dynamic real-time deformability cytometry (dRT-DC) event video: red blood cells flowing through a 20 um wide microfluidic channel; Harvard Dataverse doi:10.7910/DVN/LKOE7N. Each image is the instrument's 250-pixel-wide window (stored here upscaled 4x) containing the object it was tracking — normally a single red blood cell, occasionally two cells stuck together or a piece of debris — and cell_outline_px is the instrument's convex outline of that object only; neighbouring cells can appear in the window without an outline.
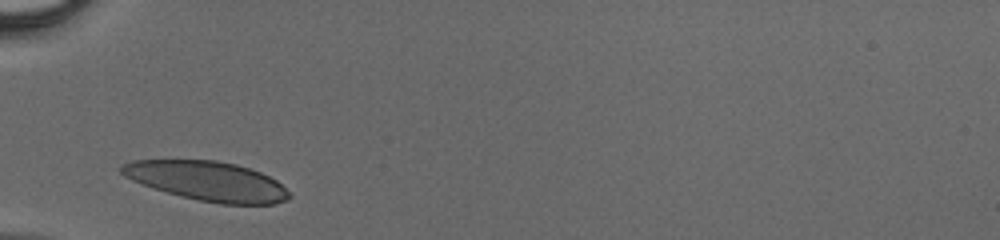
{"species": "human", "species_latin": "Homo sapiens", "temperature_condition": "cold", "stored_images_in_passage": 23, "camera_frame_rate_fps": 3000, "um_per_image_px": 0.085, "donor": {"sex": "male"}, "frame": {"image": 1, "passage_image": 1, "time_ms": 0.0, "image_size_px": [1000, 240], "cell_outline_px": [[292, 196], [288, 200], [276, 204], [220, 204], [180, 196], [152, 188], [132, 180], [124, 176], [120, 172], [120, 168], [124, 164], [132, 160], [216, 160], [236, 164], [260, 172], [276, 180]], "centroid_in_image_um": [17.62, 15.39], "position_along_channel_um": 67.4, "area_um2": 38.44}}
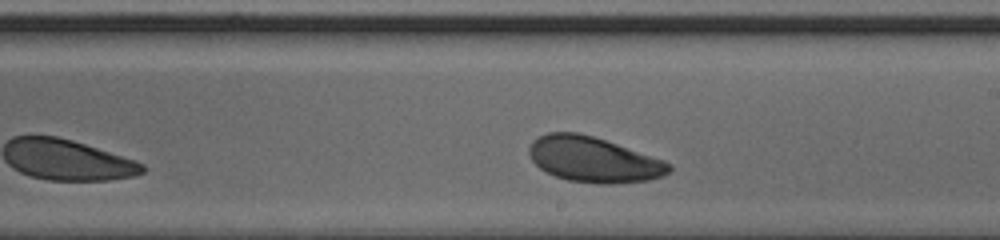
{"frame": {"image": 2, "passage_image": 13, "time_ms": 4.0, "image_size_px": [1000, 240], "cell_outline_px": [[672, 172], [664, 176], [648, 180], [612, 184], [596, 184], [568, 180], [556, 176], [540, 168], [532, 160], [528, 152], [528, 148], [532, 140], [548, 132], [580, 132], [664, 160], [672, 164]], "centroid_in_image_um": [50.46, 13.57], "position_along_channel_um": 238.5, "area_um2": 36.99}}
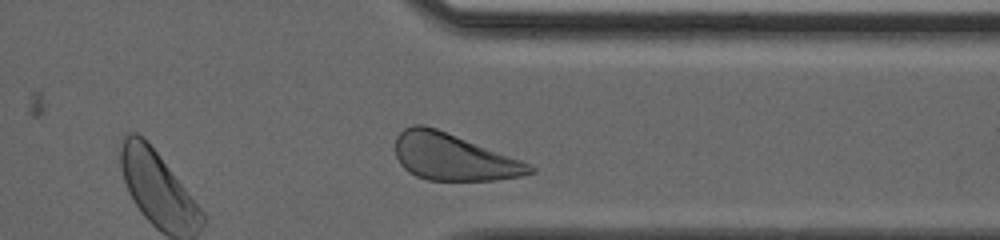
{"frame": {"image": 3, "passage_image": 22, "time_ms": 7.0, "image_size_px": [1000, 240], "cell_outline_px": [[536, 172], [524, 176], [496, 180], [428, 180], [416, 176], [408, 172], [400, 164], [396, 156], [396, 136], [404, 128], [412, 124], [424, 124], [436, 128], [532, 164], [536, 168]], "centroid_in_image_um": [38.55, 13.35], "position_along_channel_um": 372.8, "area_um2": 36.7}}